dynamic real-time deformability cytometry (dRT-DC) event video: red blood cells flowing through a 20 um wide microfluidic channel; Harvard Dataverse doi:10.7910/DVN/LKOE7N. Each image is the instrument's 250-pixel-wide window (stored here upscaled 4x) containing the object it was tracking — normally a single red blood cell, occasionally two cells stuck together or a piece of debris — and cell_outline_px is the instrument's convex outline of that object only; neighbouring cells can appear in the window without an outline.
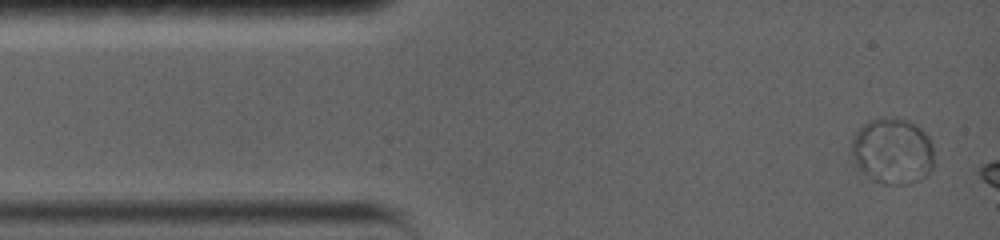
{"species": "common noctule bat (a hibernating species)", "species_latin": "Nyctalus noctula", "temperature_condition": "warm", "stored_images_in_passage": 16, "camera_frame_rate_fps": 5000, "um_per_image_px": 0.085, "animal": {"sex": "female", "body_mass_g": 19.0, "forearm_length_mm": 56.7}, "frame": {"image": 1, "passage_image": 1, "time_ms": 0.0, "image_size_px": [1000, 240], "cell_outline_px": [[932, 168], [920, 180], [908, 184], [884, 184], [876, 180], [864, 172], [852, 160], [848, 148], [856, 132], [868, 120], [904, 120], [916, 124], [928, 136], [932, 144]], "centroid_in_image_um": [75.84, 12.86], "position_along_channel_um": 9.2, "area_um2": 31.27}}
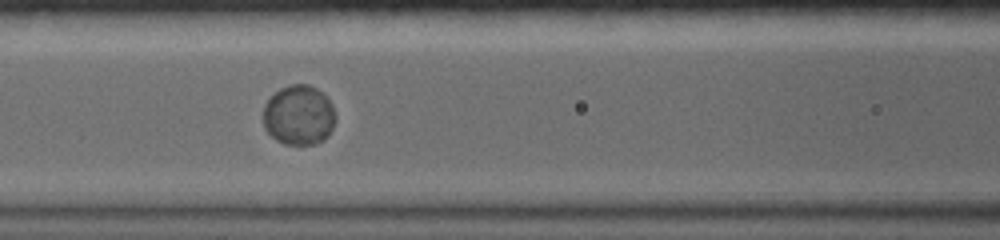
{"frame": {"image": 2, "passage_image": 7, "time_ms": 5.6, "image_size_px": [1000, 240], "cell_outline_px": [[336, 120], [328, 136], [324, 140], [312, 144], [284, 144], [276, 140], [264, 128], [264, 104], [280, 88], [292, 84], [308, 84], [316, 88], [328, 96], [332, 104], [336, 116]], "centroid_in_image_um": [25.43, 9.78], "position_along_channel_um": 141.2, "area_um2": 25.37}}
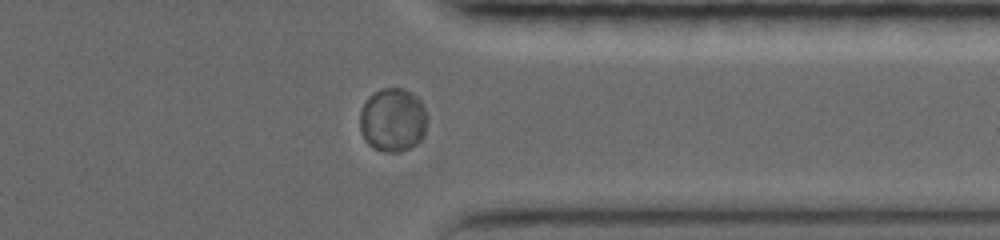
{"frame": {"image": 3, "passage_image": 14, "time_ms": 12.2, "image_size_px": [1000, 240], "cell_outline_px": [[428, 116], [424, 136], [416, 144], [400, 152], [384, 152], [368, 144], [364, 140], [360, 128], [360, 108], [368, 96], [380, 88], [404, 88], [412, 92], [420, 100]], "centroid_in_image_um": [33.39, 10.18], "position_along_channel_um": 378.0, "area_um2": 25.37}, "authors_computed_cell_mechanics": {"area_um2": 25.4609, "velocity_mm_per_s": 3.5957, "shape_relaxation_time_tau1_ms": 3.4254, "shape_relaxation_time_tau2_ms": null, "deformation_change_tau1": 0.0096, "deformation_change_tau2": null}}